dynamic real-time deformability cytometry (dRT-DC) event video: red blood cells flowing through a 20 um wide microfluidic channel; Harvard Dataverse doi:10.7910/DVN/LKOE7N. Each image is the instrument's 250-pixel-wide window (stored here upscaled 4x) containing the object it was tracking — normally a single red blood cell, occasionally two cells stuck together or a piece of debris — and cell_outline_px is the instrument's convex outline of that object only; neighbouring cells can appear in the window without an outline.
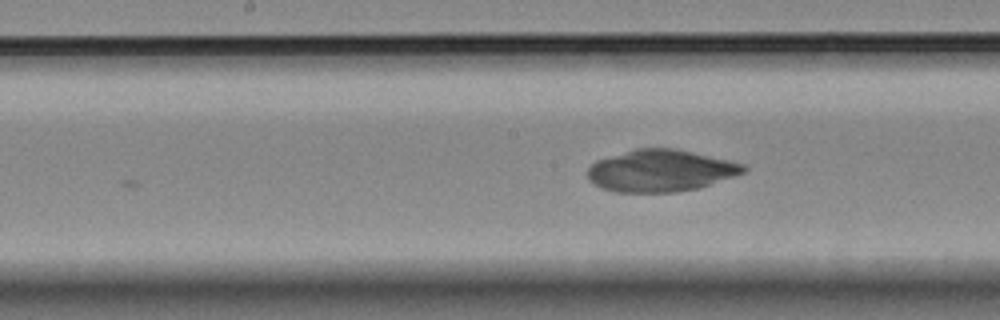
{"species": "Egyptian fruit bat (a non-hibernating species)", "species_latin": "Rousettus aegyptiacus", "temperature_condition": "room temperature", "stored_images_in_passage": 5, "camera_frame_rate_fps": 3000, "um_per_image_px": 0.085, "animal": {"sex": "female"}, "frame": {"image": 1, "passage_image": 5, "time_ms": 4.333, "image_size_px": [1000, 320], "cell_outline_px": [[748, 168], [744, 172], [700, 188], [676, 192], [616, 192], [604, 188], [588, 180], [588, 168], [596, 160], [636, 148], [676, 148], [728, 160], [744, 164]], "centroid_in_image_um": [56.15, 14.5], "position_along_channel_um": 192.0, "area_um2": 37.92}}